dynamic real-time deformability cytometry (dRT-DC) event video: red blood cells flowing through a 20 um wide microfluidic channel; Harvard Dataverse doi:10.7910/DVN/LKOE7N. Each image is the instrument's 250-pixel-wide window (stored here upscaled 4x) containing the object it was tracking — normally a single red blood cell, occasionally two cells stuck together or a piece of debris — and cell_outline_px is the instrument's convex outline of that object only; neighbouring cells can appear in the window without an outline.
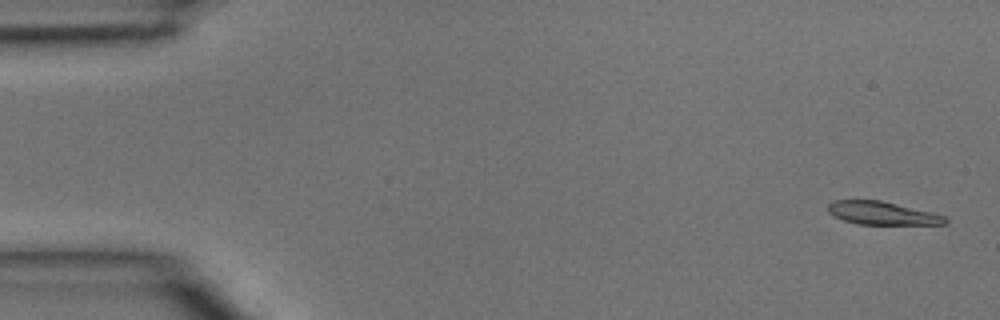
{"species": "common noctule bat (a hibernating species)", "species_latin": "Nyctalus noctula", "temperature_condition": "room temperature", "stored_images_in_passage": 3, "camera_frame_rate_fps": 3000, "um_per_image_px": 0.085, "animal": {"sex": "male", "body_mass_g": 15.6}, "frame": {"image": 1, "passage_image": 1, "time_ms": 0.0, "image_size_px": [1000, 320], "cell_outline_px": [[948, 224], [856, 224], [832, 216], [828, 212], [828, 204], [832, 200], [880, 200], [932, 212], [944, 216], [948, 220]], "centroid_in_image_um": [74.95, 18.12], "position_along_channel_um": 10.0, "area_um2": 15.78}}